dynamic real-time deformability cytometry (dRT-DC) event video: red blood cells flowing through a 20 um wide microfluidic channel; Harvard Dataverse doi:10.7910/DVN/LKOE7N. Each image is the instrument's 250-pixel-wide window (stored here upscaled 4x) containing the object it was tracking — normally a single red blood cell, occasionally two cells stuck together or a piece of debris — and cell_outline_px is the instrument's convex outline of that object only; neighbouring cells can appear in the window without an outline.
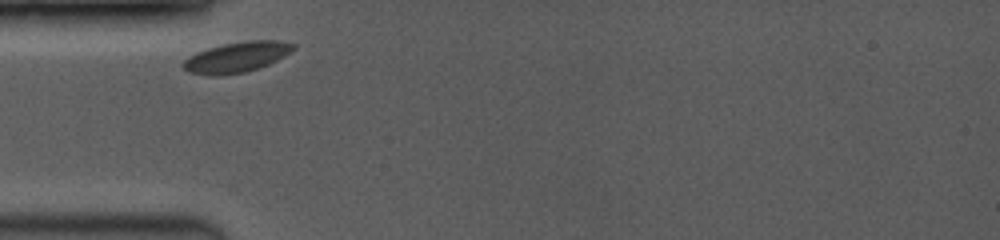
{"species": "common noctule bat (a hibernating species)", "species_latin": "Nyctalus noctula", "temperature_condition": "room temperature", "stored_images_in_passage": 6, "camera_frame_rate_fps": 3500, "um_per_image_px": 0.085, "animal": {"sex": "female", "body_mass_g": 19.0, "forearm_length_mm": 53.3}, "frame": {"image": 1, "passage_image": 1, "time_ms": 0.0, "image_size_px": [1000, 240], "cell_outline_px": [[296, 48], [284, 56], [260, 68], [244, 72], [220, 76], [212, 76], [188, 72], [180, 64], [188, 56], [196, 52], [208, 48], [224, 44], [248, 40], [276, 40], [296, 44]], "centroid_in_image_um": [20.1, 4.86], "position_along_channel_um": 64.9, "area_um2": 19.65}}
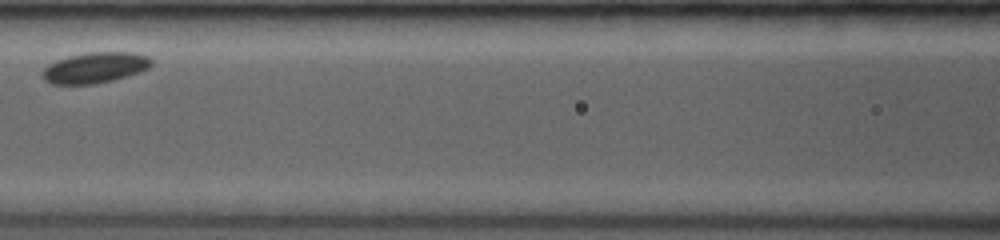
{"frame": {"image": 2, "passage_image": 3, "time_ms": 2.571, "image_size_px": [1000, 240], "cell_outline_px": [[152, 64], [148, 68], [140, 72], [128, 76], [112, 80], [92, 84], [52, 84], [44, 80], [40, 72], [48, 64], [56, 60], [68, 56], [88, 52], [132, 52], [148, 56], [152, 60]], "centroid_in_image_um": [8.06, 5.75], "position_along_channel_um": 158.5, "area_um2": 19.65}}
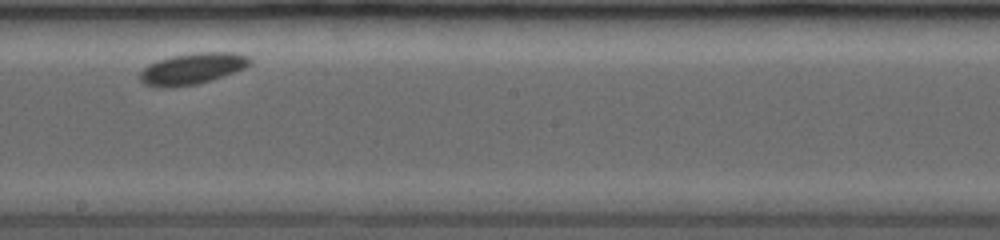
{"frame": {"image": 3, "passage_image": 5, "time_ms": 4.571, "image_size_px": [1000, 240], "cell_outline_px": [[252, 64], [244, 68], [196, 84], [172, 88], [156, 88], [144, 84], [140, 80], [140, 72], [148, 64], [172, 56], [196, 52], [236, 52], [248, 56], [252, 60]], "centroid_in_image_um": [16.32, 5.84], "position_along_channel_um": 231.9, "area_um2": 20.0}}